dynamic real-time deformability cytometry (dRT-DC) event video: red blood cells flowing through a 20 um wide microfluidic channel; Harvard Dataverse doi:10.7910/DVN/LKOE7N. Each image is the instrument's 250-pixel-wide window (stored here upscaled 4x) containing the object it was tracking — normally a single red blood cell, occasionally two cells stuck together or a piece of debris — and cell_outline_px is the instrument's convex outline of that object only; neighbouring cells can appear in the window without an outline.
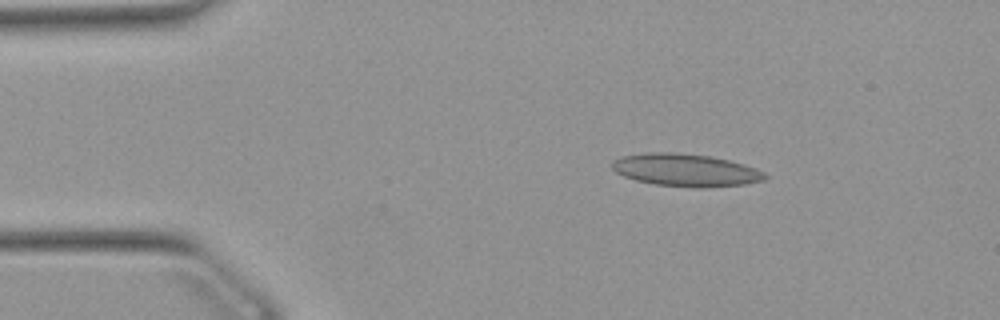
{"species": "Egyptian fruit bat (a non-hibernating species)", "species_latin": "Rousettus aegyptiacus", "temperature_condition": "warm", "stored_images_in_passage": 44, "camera_frame_rate_fps": 3000, "um_per_image_px": 0.085, "animal": {"sex": "female"}, "frame": {"image": 1, "passage_image": 1, "time_ms": 0.0, "image_size_px": [1000, 320], "cell_outline_px": [[768, 176], [764, 180], [744, 184], [708, 188], [700, 188], [656, 184], [636, 180], [624, 176], [616, 172], [612, 168], [612, 164], [620, 156], [644, 152], [672, 152], [712, 156], [744, 164], [756, 168], [764, 172]], "centroid_in_image_um": [58.3, 14.45], "position_along_channel_um": 26.7, "area_um2": 29.07}}
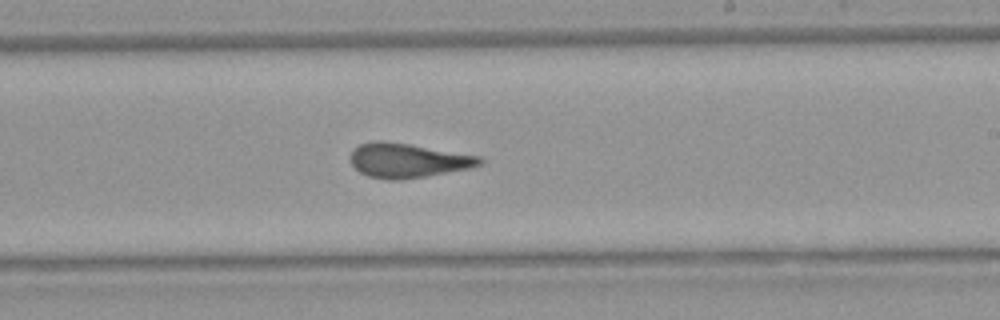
{"frame": {"image": 2, "passage_image": 23, "time_ms": 7.333, "image_size_px": [1000, 320], "cell_outline_px": [[484, 164], [468, 168], [424, 176], [400, 180], [388, 180], [368, 176], [360, 172], [352, 164], [352, 152], [360, 144], [376, 140], [408, 144], [480, 156], [484, 160]], "centroid_in_image_um": [34.68, 13.64], "position_along_channel_um": 254.3, "area_um2": 25.43}}
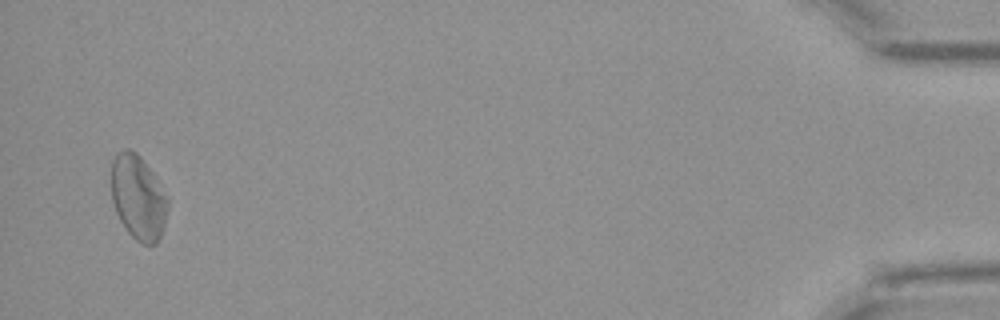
{"frame": {"image": 3, "passage_image": 43, "time_ms": 14.0, "image_size_px": [1000, 320], "cell_outline_px": [[168, 208], [164, 224], [160, 236], [156, 244], [140, 244], [128, 232], [120, 220], [116, 212], [112, 200], [112, 160], [124, 148], [128, 148], [136, 152], [140, 156], [152, 172], [168, 196]], "centroid_in_image_um": [11.75, 16.79], "position_along_channel_um": 423.4, "area_um2": 27.69}, "authors_computed_cell_mechanics": {"area_um2": 26.6169, "velocity_mm_per_s": 3.8837, "shape_relaxation_time_tau1_ms": null, "shape_relaxation_time_tau2_ms": 1.8698, "deformation_change_tau1": null, "deformation_change_tau2": 0.1112}}